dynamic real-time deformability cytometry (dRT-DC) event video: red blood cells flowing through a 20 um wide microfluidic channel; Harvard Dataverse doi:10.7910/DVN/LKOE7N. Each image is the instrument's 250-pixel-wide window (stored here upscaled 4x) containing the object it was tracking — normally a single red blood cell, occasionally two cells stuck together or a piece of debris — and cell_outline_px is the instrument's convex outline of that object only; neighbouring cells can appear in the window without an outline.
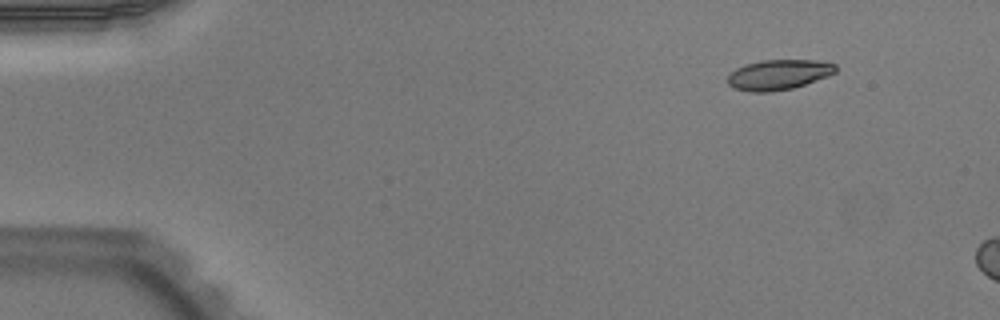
{"species": "Egyptian fruit bat (a non-hibernating species)", "species_latin": "Rousettus aegyptiacus", "temperature_condition": "warm", "stored_images_in_passage": 4, "camera_frame_rate_fps": 3000, "um_per_image_px": 0.085, "animal": {"sex": "male"}, "frame": {"image": 1, "passage_image": 1, "time_ms": 0.0, "image_size_px": [1000, 320], "cell_outline_px": [[836, 72], [828, 76], [792, 88], [772, 92], [748, 92], [732, 88], [728, 84], [728, 76], [736, 68], [744, 64], [760, 60], [816, 60], [836, 64]], "centroid_in_image_um": [66.15, 6.35], "position_along_channel_um": 18.9, "area_um2": 19.07}}